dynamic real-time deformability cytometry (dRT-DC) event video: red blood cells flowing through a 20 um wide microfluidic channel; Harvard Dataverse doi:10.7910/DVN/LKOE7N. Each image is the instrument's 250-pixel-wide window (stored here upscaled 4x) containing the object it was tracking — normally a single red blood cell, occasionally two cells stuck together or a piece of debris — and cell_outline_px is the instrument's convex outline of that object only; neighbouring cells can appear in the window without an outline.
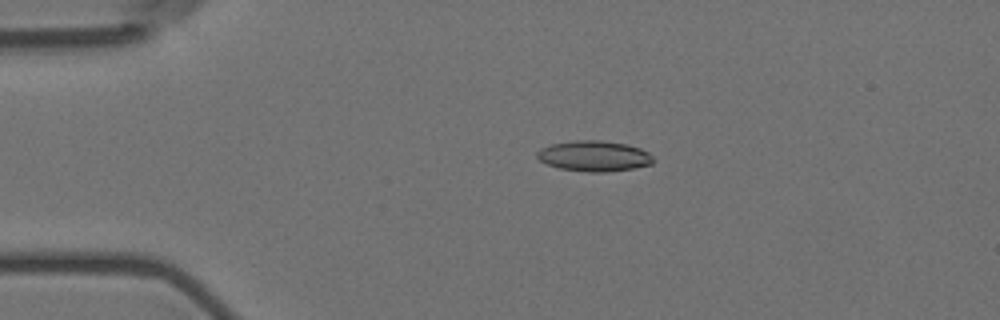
{"species": "Egyptian fruit bat (a non-hibernating species)", "species_latin": "Rousettus aegyptiacus", "temperature_condition": "room temperature", "stored_images_in_passage": 6, "camera_frame_rate_fps": 3000, "um_per_image_px": 0.085, "animal": {"sex": "female"}, "frame": {"image": 1, "passage_image": 3, "time_ms": 0.667, "image_size_px": [1000, 320], "cell_outline_px": [[656, 160], [652, 164], [632, 168], [604, 172], [588, 172], [560, 168], [548, 164], [540, 160], [536, 156], [536, 152], [540, 148], [552, 144], [576, 140], [600, 140], [628, 144], [640, 148], [648, 152]], "centroid_in_image_um": [50.51, 13.25], "position_along_channel_um": 34.5, "area_um2": 20.69}}
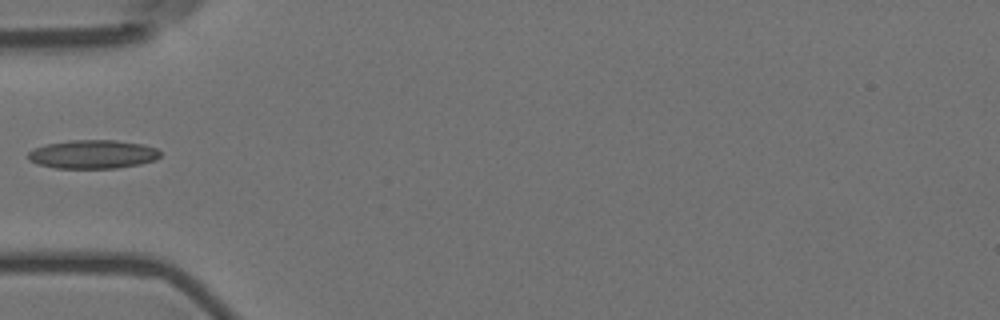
{"frame": {"image": 2, "passage_image": 5, "time_ms": 1.333, "image_size_px": [1000, 320], "cell_outline_px": [[160, 156], [156, 160], [140, 164], [116, 168], [56, 168], [36, 164], [28, 160], [28, 152], [44, 144], [72, 140], [116, 140], [140, 144], [156, 148], [160, 152]], "centroid_in_image_um": [7.87, 13.12], "position_along_channel_um": 77.1, "area_um2": 22.08}}
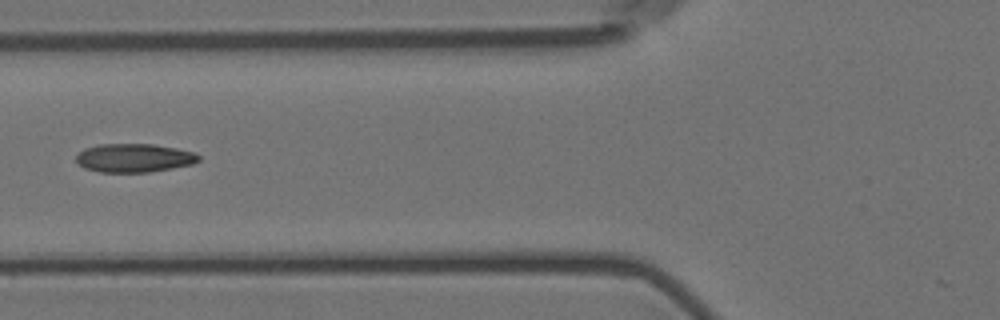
{"frame": {"image": 3, "passage_image": 6, "time_ms": 1.667, "image_size_px": [1000, 320], "cell_outline_px": [[200, 160], [192, 164], [172, 168], [148, 172], [100, 172], [84, 168], [76, 160], [76, 156], [84, 148], [100, 144], [152, 144], [176, 148], [192, 152], [200, 156]], "centroid_in_image_um": [11.39, 13.42], "position_along_channel_um": 114.4, "area_um2": 20.29}}